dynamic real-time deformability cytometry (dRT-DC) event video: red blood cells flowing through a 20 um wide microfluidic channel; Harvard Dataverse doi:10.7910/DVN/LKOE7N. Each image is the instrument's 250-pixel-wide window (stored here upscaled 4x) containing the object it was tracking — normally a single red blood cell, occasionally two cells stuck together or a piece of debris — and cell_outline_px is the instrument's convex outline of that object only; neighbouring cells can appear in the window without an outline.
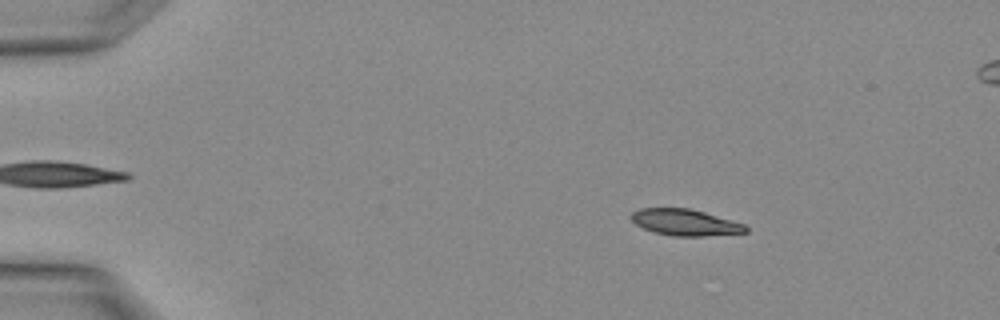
{"species": "Egyptian fruit bat (a non-hibernating species)", "species_latin": "Rousettus aegyptiacus", "temperature_condition": "warm", "stored_images_in_passage": 2, "camera_frame_rate_fps": 3000, "um_per_image_px": 0.085, "animal": {"sex": "female"}, "frame": {"image": 1, "passage_image": 1, "time_ms": 0.0, "image_size_px": [1000, 320], "cell_outline_px": [[748, 232], [704, 236], [672, 236], [652, 232], [636, 224], [632, 220], [632, 212], [640, 208], [688, 208], [704, 212], [744, 224], [748, 228]], "centroid_in_image_um": [58.23, 18.91], "position_along_channel_um": 26.8, "area_um2": 17.46}}